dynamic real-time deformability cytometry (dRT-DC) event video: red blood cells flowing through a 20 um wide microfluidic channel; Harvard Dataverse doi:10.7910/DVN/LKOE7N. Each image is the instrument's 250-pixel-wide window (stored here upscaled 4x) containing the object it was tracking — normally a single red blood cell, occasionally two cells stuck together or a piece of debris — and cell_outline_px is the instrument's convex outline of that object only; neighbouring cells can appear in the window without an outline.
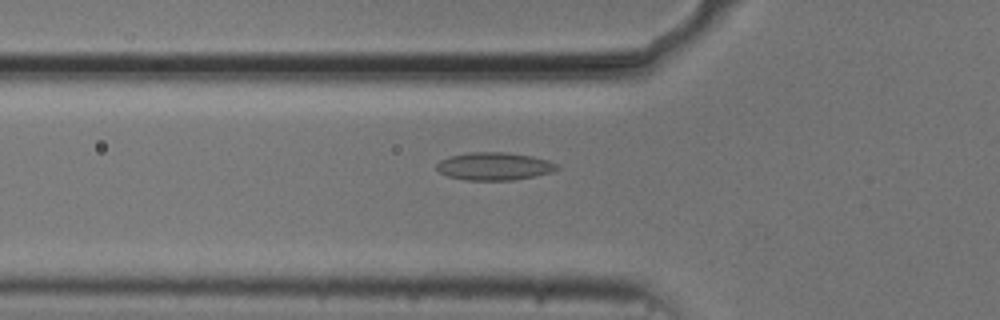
{"species": "common noctule bat (a hibernating species)", "species_latin": "Nyctalus noctula", "temperature_condition": "cold", "stored_images_in_passage": 38, "camera_frame_rate_fps": 3000, "um_per_image_px": 0.085, "animal": {"sex": "male", "body_mass_g": 20.5, "forearm_length_mm": 52.5}, "frame": {"image": 1, "passage_image": 3, "time_ms": 0.667, "image_size_px": [1000, 320], "cell_outline_px": [[560, 168], [552, 172], [536, 176], [512, 180], [464, 180], [448, 176], [440, 172], [436, 168], [436, 164], [440, 160], [448, 156], [472, 152], [504, 152], [532, 156], [548, 160], [556, 164]], "centroid_in_image_um": [42.01, 14.13], "position_along_channel_um": 83.8, "area_um2": 19.54}}
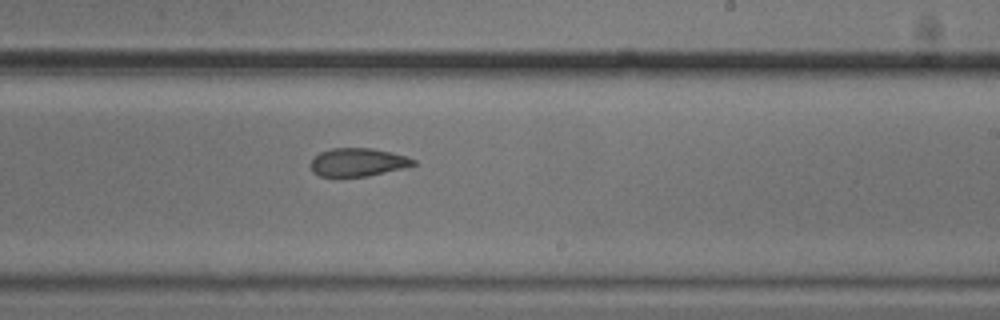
{"frame": {"image": 2, "passage_image": 17, "time_ms": 5.333, "image_size_px": [1000, 320], "cell_outline_px": [[416, 164], [368, 176], [320, 176], [312, 172], [308, 164], [320, 152], [332, 148], [372, 148], [392, 152], [416, 160]], "centroid_in_image_um": [30.36, 13.78], "position_along_channel_um": 258.6, "area_um2": 16.7}}
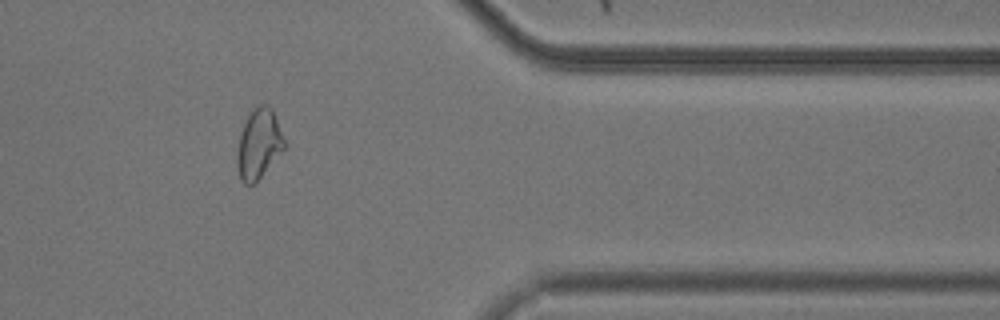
{"frame": {"image": 3, "passage_image": 29, "time_ms": 9.333, "image_size_px": [1000, 320], "cell_outline_px": [[288, 144], [256, 184], [244, 184], [240, 180], [236, 164], [236, 152], [240, 132], [248, 112], [252, 108], [260, 104], [268, 104], [272, 108]], "centroid_in_image_um": [22.0, 12.23], "position_along_channel_um": 389.4, "area_um2": 20.0}, "authors_computed_cell_mechanics": {"area_um2": 18.496, "velocity_mm_per_s": 3.729, "shape_relaxation_time_tau1_ms": 9.2233, "shape_relaxation_time_tau2_ms": 3.6185, "deformation_change_tau1": 0.1236, "deformation_change_tau2": 0.0781}}